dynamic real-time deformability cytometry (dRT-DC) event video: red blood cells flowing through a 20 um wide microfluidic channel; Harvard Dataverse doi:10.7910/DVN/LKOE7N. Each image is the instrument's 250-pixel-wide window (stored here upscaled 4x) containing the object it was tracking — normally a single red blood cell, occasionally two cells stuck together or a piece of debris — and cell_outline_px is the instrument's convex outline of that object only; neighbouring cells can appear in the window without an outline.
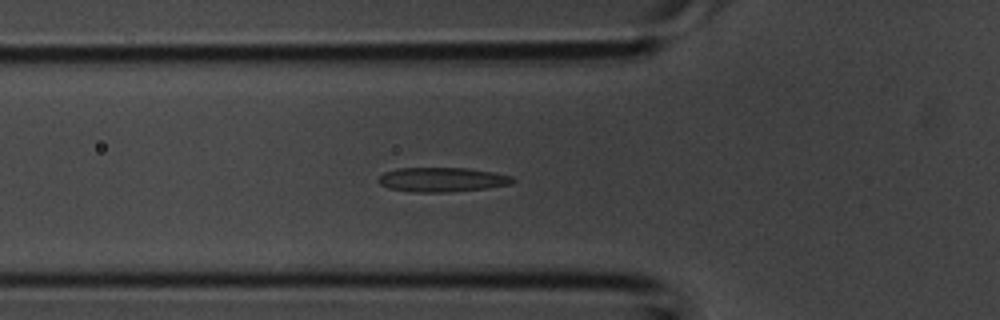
{"species": "common noctule bat (a hibernating species)", "species_latin": "Nyctalus noctula", "temperature_condition": "room temperature", "stored_images_in_passage": 34, "camera_frame_rate_fps": 3000, "um_per_image_px": 0.085, "animal": {"sex": "male", "body_mass_g": 20.1, "forearm_length_mm": 53.5}, "frame": {"image": 1, "passage_image": 7, "time_ms": 2.0, "image_size_px": [1000, 320], "cell_outline_px": [[516, 180], [512, 184], [488, 188], [448, 192], [416, 192], [388, 188], [380, 184], [376, 180], [384, 172], [396, 168], [468, 168], [492, 172], [512, 176]], "centroid_in_image_um": [37.58, 15.26], "position_along_channel_um": 88.2, "area_um2": 19.19}}
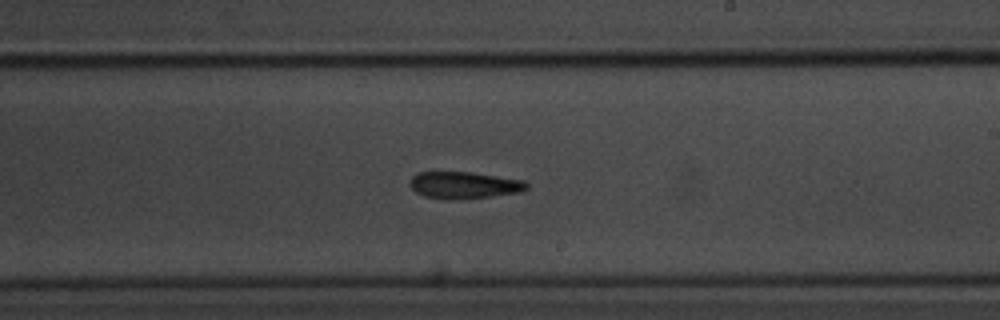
{"frame": {"image": 2, "passage_image": 17, "time_ms": 5.333, "image_size_px": [1000, 320], "cell_outline_px": [[528, 188], [524, 192], [460, 200], [448, 200], [424, 196], [416, 192], [408, 184], [412, 176], [416, 172], [472, 172], [524, 180], [528, 184]], "centroid_in_image_um": [39.46, 15.74], "position_along_channel_um": 249.5, "area_um2": 18.67}}
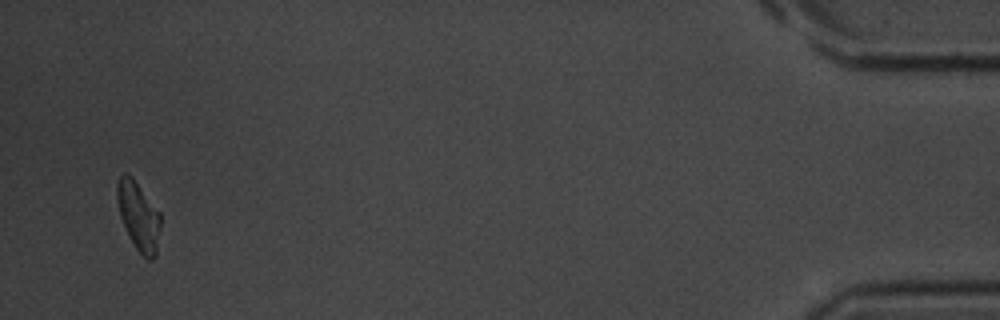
{"frame": {"image": 3, "passage_image": 33, "time_ms": 10.667, "image_size_px": [1000, 320], "cell_outline_px": [[160, 228], [156, 256], [152, 260], [148, 260], [136, 248], [120, 216], [116, 196], [116, 184], [120, 176], [124, 172], [132, 176], [160, 212]], "centroid_in_image_um": [11.78, 18.33], "position_along_channel_um": 423.4, "area_um2": 17.22}}